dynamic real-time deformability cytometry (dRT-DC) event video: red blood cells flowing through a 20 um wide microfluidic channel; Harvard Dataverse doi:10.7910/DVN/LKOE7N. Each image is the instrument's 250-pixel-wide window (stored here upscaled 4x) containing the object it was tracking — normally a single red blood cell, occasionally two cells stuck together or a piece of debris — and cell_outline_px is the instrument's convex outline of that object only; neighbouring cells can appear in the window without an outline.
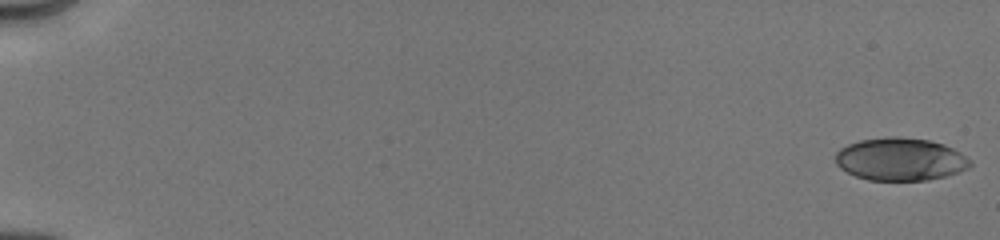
{"species": "human", "species_latin": "Homo sapiens", "temperature_condition": "cold", "stored_images_in_passage": 43, "camera_frame_rate_fps": 3000, "um_per_image_px": 0.085, "donor": {"sex": "male"}, "frame": {"image": 1, "passage_image": 1, "time_ms": 0.0, "image_size_px": [1000, 240], "cell_outline_px": [[972, 164], [968, 168], [960, 172], [928, 180], [868, 180], [856, 176], [840, 168], [836, 164], [836, 152], [840, 148], [848, 144], [860, 140], [888, 136], [900, 136], [928, 140], [944, 144], [960, 152], [972, 160]], "centroid_in_image_um": [76.54, 13.53], "position_along_channel_um": 8.5, "area_um2": 33.7}}
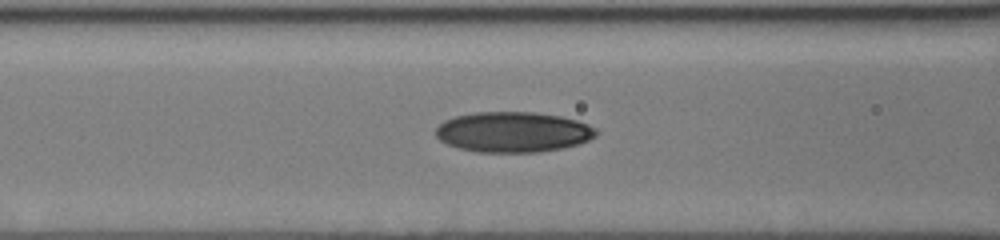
{"frame": {"image": 2, "passage_image": 19, "time_ms": 7.667, "image_size_px": [1000, 240], "cell_outline_px": [[600, 132], [596, 136], [580, 144], [564, 148], [540, 152], [476, 152], [460, 148], [448, 144], [440, 140], [436, 136], [436, 128], [444, 120], [456, 116], [476, 112], [532, 112], [560, 116], [576, 120], [588, 124], [596, 128]], "centroid_in_image_um": [43.65, 11.22], "position_along_channel_um": 123.0, "area_um2": 37.92}}
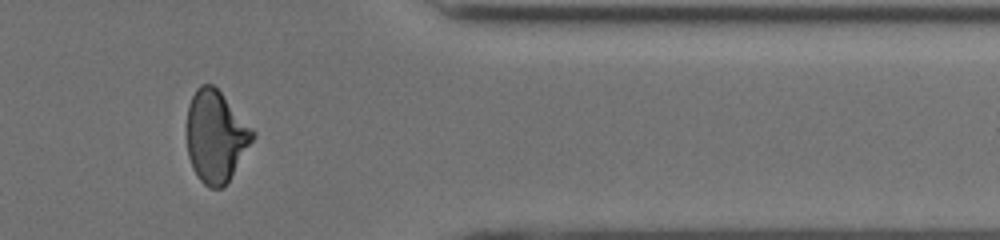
{"frame": {"image": 3, "passage_image": 35, "time_ms": 14.667, "image_size_px": [1000, 240], "cell_outline_px": [[256, 136], [228, 180], [220, 188], [208, 188], [196, 176], [192, 168], [188, 156], [188, 104], [196, 88], [200, 84], [212, 84], [220, 92], [256, 132]], "centroid_in_image_um": [18.34, 11.59], "position_along_channel_um": 393.1, "area_um2": 34.8}, "authors_computed_cell_mechanics": {"area_um2": 35.7782, "velocity_mm_per_s": 4.0363, "shape_relaxation_time_tau1_ms": 8.4852, "shape_relaxation_time_tau2_ms": 2.2368, "deformation_change_tau1": 0.2276, "deformation_change_tau2": 0.0759}}